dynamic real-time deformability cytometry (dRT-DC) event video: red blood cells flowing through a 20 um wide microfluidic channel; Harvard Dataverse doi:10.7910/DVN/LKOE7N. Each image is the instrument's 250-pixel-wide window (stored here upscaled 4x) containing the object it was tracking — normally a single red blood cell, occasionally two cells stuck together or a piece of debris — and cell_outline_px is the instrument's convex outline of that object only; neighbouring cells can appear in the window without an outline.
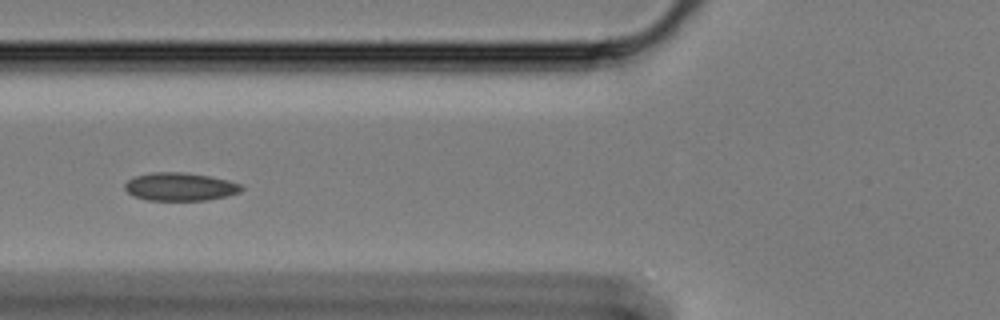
{"species": "Egyptian fruit bat (a non-hibernating species)", "species_latin": "Rousettus aegyptiacus", "temperature_condition": "cold", "stored_images_in_passage": 17, "camera_frame_rate_fps": 3000, "um_per_image_px": 0.085, "animal": {"sex": "female"}, "frame": {"image": 1, "passage_image": 6, "time_ms": 1.667, "image_size_px": [1000, 320], "cell_outline_px": [[244, 188], [240, 192], [228, 196], [208, 200], [148, 200], [132, 196], [124, 188], [124, 184], [128, 180], [136, 176], [152, 172], [184, 172], [208, 176], [228, 180], [244, 184]], "centroid_in_image_um": [15.34, 15.87], "position_along_channel_um": 110.5, "area_um2": 19.25}}
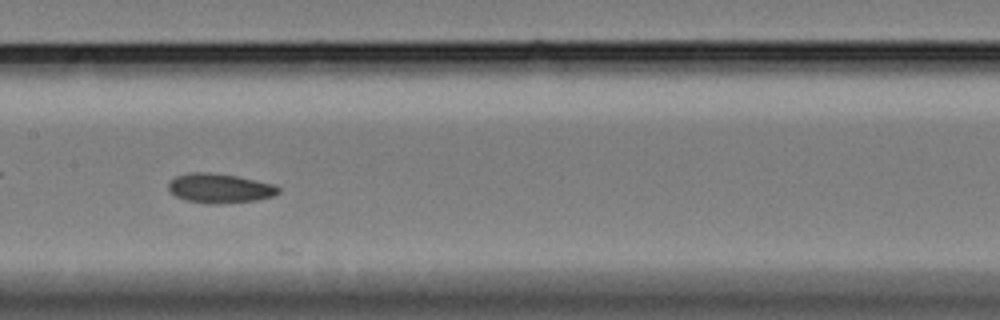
{"frame": {"image": 2, "passage_image": 13, "time_ms": 4.0, "image_size_px": [1000, 320], "cell_outline_px": [[280, 192], [272, 196], [256, 200], [220, 204], [212, 204], [188, 200], [176, 196], [168, 192], [168, 184], [176, 176], [188, 172], [208, 172], [236, 176], [276, 184], [280, 188]], "centroid_in_image_um": [18.68, 16.0], "position_along_channel_um": 188.7, "area_um2": 18.9}}
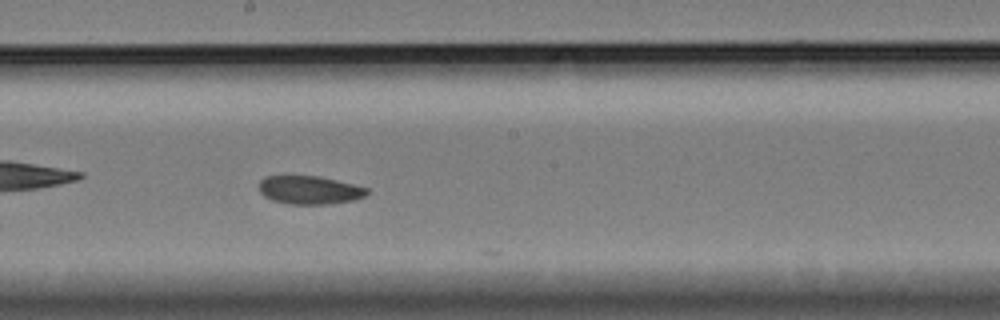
{"frame": {"image": 3, "passage_image": 16, "time_ms": 5.0, "image_size_px": [1000, 320], "cell_outline_px": [[368, 192], [364, 196], [356, 200], [328, 204], [288, 204], [272, 200], [264, 196], [260, 192], [260, 180], [264, 176], [316, 176], [336, 180], [368, 188]], "centroid_in_image_um": [26.3, 16.16], "position_along_channel_um": 221.9, "area_um2": 17.74}}